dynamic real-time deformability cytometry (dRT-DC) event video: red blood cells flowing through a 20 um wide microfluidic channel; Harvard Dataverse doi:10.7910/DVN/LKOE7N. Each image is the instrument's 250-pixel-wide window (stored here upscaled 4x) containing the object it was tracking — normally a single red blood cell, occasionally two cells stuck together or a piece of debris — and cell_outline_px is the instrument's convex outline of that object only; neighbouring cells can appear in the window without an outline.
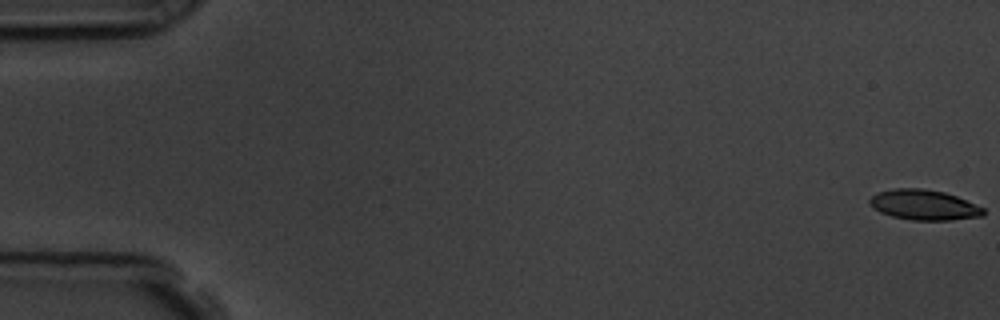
{"species": "common noctule bat (a hibernating species)", "species_latin": "Nyctalus noctula", "temperature_condition": "room temperature", "stored_images_in_passage": 58, "camera_frame_rate_fps": 3000, "um_per_image_px": 0.085, "animal": {"sex": "male", "body_mass_g": 19.5, "forearm_length_mm": 54.6}, "frame": {"image": 1, "passage_image": 1, "time_ms": 0.0, "image_size_px": [1000, 320], "cell_outline_px": [[984, 216], [948, 220], [912, 220], [892, 216], [880, 212], [872, 208], [868, 204], [868, 200], [876, 192], [892, 188], [924, 188], [944, 192], [956, 196], [984, 208]], "centroid_in_image_um": [78.48, 17.41], "position_along_channel_um": 6.5, "area_um2": 20.17}}
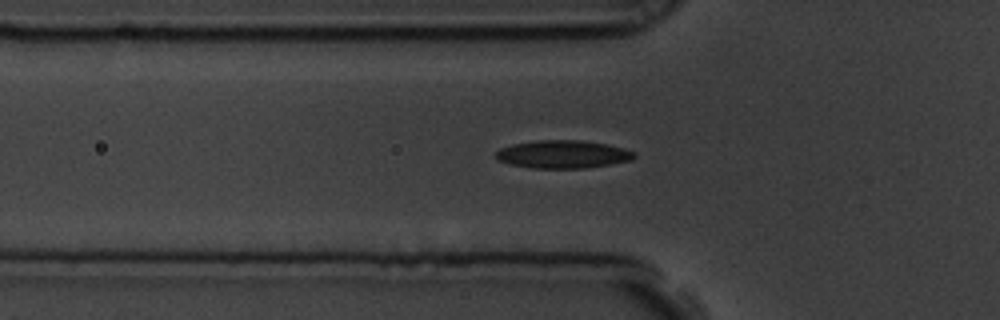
{"frame": {"image": 2, "passage_image": 20, "time_ms": 6.333, "image_size_px": [1000, 320], "cell_outline_px": [[636, 156], [632, 160], [584, 168], [532, 168], [508, 164], [496, 160], [496, 152], [500, 148], [512, 144], [540, 140], [580, 140], [608, 144], [624, 148], [636, 152]], "centroid_in_image_um": [47.84, 13.11], "position_along_channel_um": 78.0, "area_um2": 22.6}}
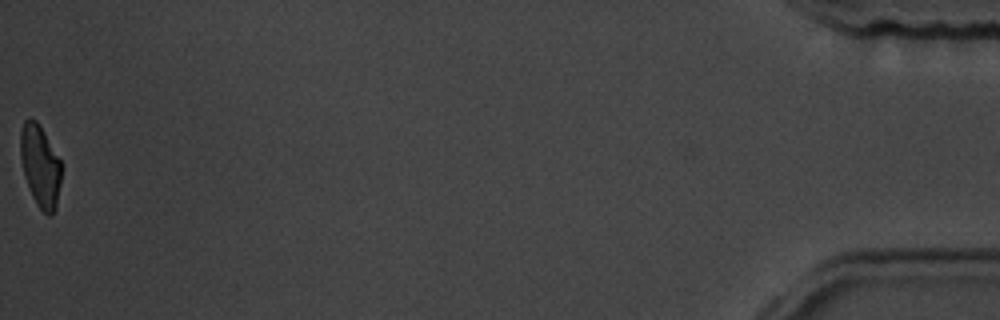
{"frame": {"image": 3, "passage_image": 58, "time_ms": 19.0, "image_size_px": [1000, 320], "cell_outline_px": [[60, 184], [56, 208], [52, 216], [48, 216], [36, 204], [32, 196], [24, 176], [20, 156], [20, 128], [24, 120], [28, 116], [36, 120], [44, 132], [60, 160]], "centroid_in_image_um": [3.39, 14.09], "position_along_channel_um": 431.8, "area_um2": 19.59}, "authors_computed_cell_mechanics": {"area_um2": 21.0392, "velocity_mm_per_s": 3.5813, "shape_relaxation_time_tau1_ms": 4.0137, "shape_relaxation_time_tau2_ms": 3.5718, "deformation_change_tau1": 0.1207, "deformation_change_tau2": 0.1018}}